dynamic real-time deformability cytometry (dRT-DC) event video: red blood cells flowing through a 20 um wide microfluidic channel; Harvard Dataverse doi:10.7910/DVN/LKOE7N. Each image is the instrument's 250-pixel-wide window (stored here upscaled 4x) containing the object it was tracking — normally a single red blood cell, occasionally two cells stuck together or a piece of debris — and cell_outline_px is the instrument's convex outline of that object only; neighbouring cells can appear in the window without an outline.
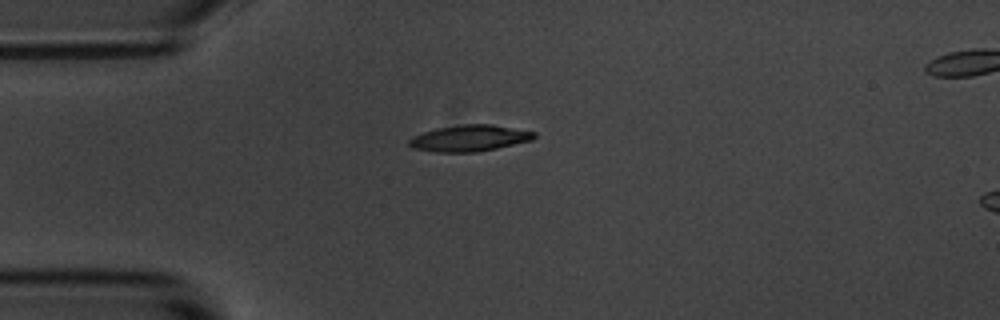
{"species": "common noctule bat (a hibernating species)", "species_latin": "Nyctalus noctula", "temperature_condition": "room temperature", "stored_images_in_passage": 11, "camera_frame_rate_fps": 3000, "um_per_image_px": 0.085, "animal": {"sex": "male", "body_mass_g": 20.1, "forearm_length_mm": 53.5}, "frame": {"image": 1, "passage_image": 4, "time_ms": 4.333, "image_size_px": [1000, 320], "cell_outline_px": [[536, 136], [532, 140], [496, 148], [476, 152], [436, 152], [412, 148], [408, 144], [408, 140], [412, 136], [436, 128], [460, 124], [492, 124], [536, 132]], "centroid_in_image_um": [39.88, 11.74], "position_along_channel_um": 45.1, "area_um2": 19.19}}
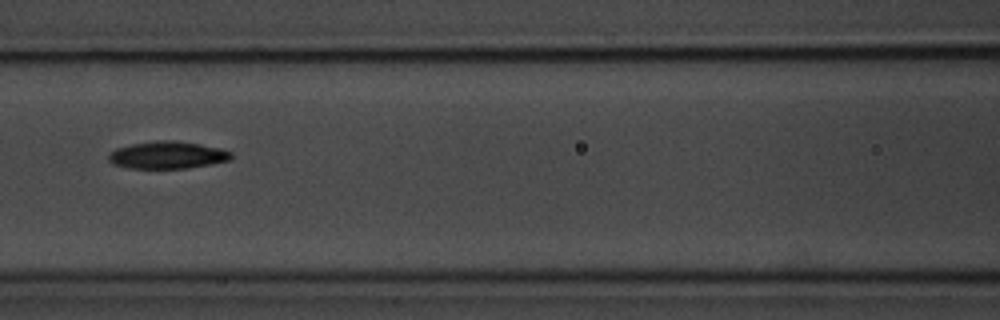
{"frame": {"image": 2, "passage_image": 7, "time_ms": 7.667, "image_size_px": [1000, 320], "cell_outline_px": [[232, 160], [212, 164], [188, 168], [128, 168], [112, 164], [108, 160], [108, 156], [116, 148], [132, 144], [156, 140], [176, 140], [200, 144], [220, 148], [232, 152]], "centroid_in_image_um": [14.26, 13.18], "position_along_channel_um": 152.3, "area_um2": 19.65}}
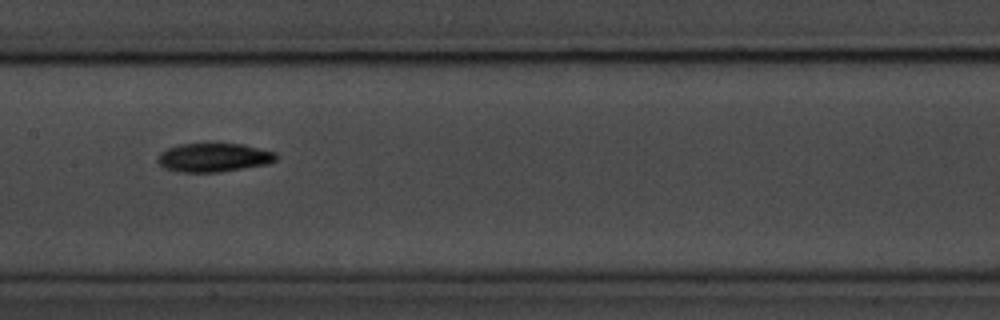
{"frame": {"image": 3, "passage_image": 8, "time_ms": 8.667, "image_size_px": [1000, 320], "cell_outline_px": [[276, 160], [268, 164], [220, 172], [184, 172], [164, 168], [156, 160], [160, 152], [168, 148], [180, 144], [244, 144], [276, 152]], "centroid_in_image_um": [18.18, 13.39], "position_along_channel_um": 189.2, "area_um2": 19.77}}